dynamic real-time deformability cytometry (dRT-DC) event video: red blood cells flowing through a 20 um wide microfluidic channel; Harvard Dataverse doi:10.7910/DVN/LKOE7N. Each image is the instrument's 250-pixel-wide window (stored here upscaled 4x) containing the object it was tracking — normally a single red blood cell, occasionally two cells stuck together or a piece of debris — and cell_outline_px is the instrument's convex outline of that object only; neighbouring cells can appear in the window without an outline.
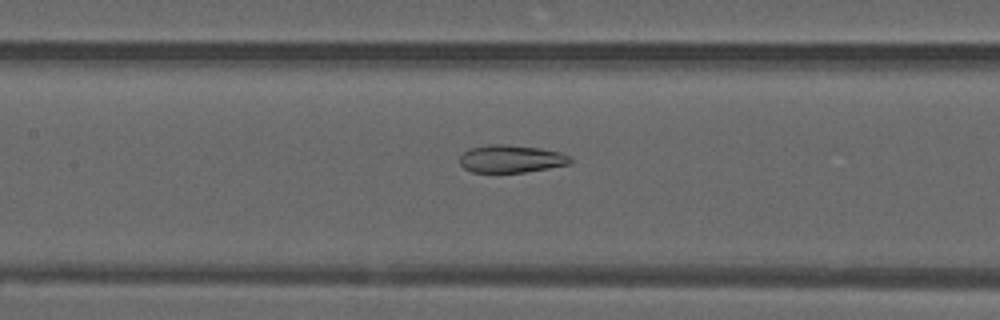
{"species": "common noctule bat (a hibernating species)", "species_latin": "Nyctalus noctula", "temperature_condition": "warm", "stored_images_in_passage": 41, "camera_frame_rate_fps": 3000, "um_per_image_px": 0.085, "animal": {"sex": "male", "forearm_length_mm": 52.5}, "frame": {"image": 1, "passage_image": 24, "time_ms": 7.667, "image_size_px": [1000, 320], "cell_outline_px": [[572, 164], [524, 172], [472, 172], [464, 168], [460, 164], [460, 156], [464, 152], [472, 148], [492, 144], [504, 144], [540, 148], [560, 152], [568, 156], [572, 160]], "centroid_in_image_um": [43.46, 13.5], "position_along_channel_um": 163.9, "area_um2": 17.69}}
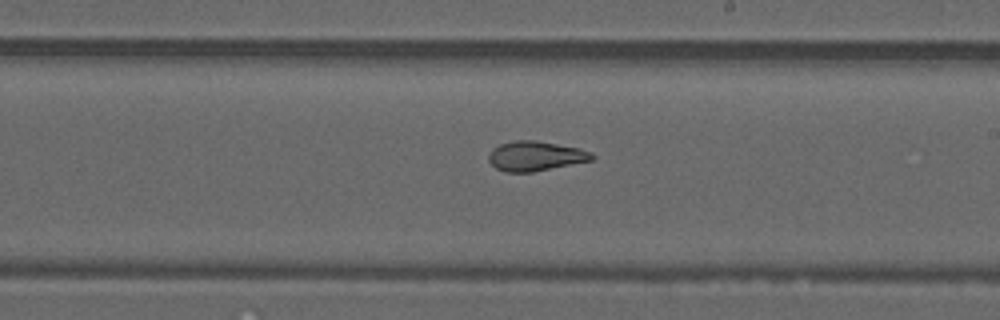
{"frame": {"image": 2, "passage_image": 30, "time_ms": 9.667, "image_size_px": [1000, 320], "cell_outline_px": [[596, 156], [592, 160], [532, 172], [504, 172], [496, 168], [488, 160], [488, 152], [492, 148], [500, 144], [516, 140], [536, 140], [580, 148], [592, 152]], "centroid_in_image_um": [45.5, 13.26], "position_along_channel_um": 243.5, "area_um2": 17.98}}
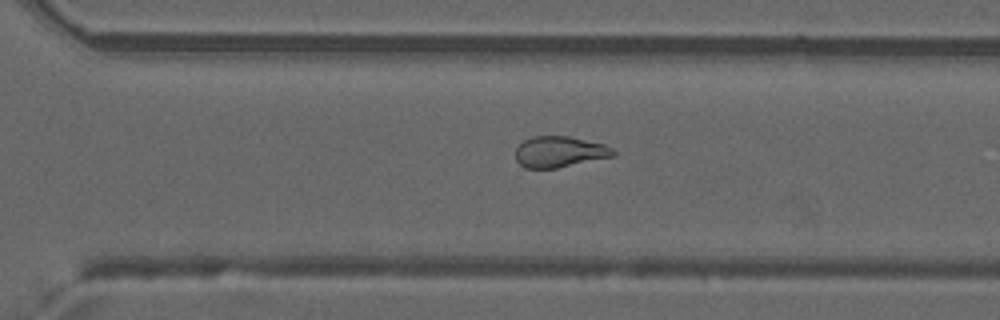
{"frame": {"image": 3, "passage_image": 36, "time_ms": 11.667, "image_size_px": [1000, 320], "cell_outline_px": [[616, 152], [612, 156], [556, 168], [524, 168], [516, 160], [516, 148], [524, 140], [532, 136], [568, 136], [604, 144], [612, 148]], "centroid_in_image_um": [47.53, 12.9], "position_along_channel_um": 323.1, "area_um2": 17.46}}